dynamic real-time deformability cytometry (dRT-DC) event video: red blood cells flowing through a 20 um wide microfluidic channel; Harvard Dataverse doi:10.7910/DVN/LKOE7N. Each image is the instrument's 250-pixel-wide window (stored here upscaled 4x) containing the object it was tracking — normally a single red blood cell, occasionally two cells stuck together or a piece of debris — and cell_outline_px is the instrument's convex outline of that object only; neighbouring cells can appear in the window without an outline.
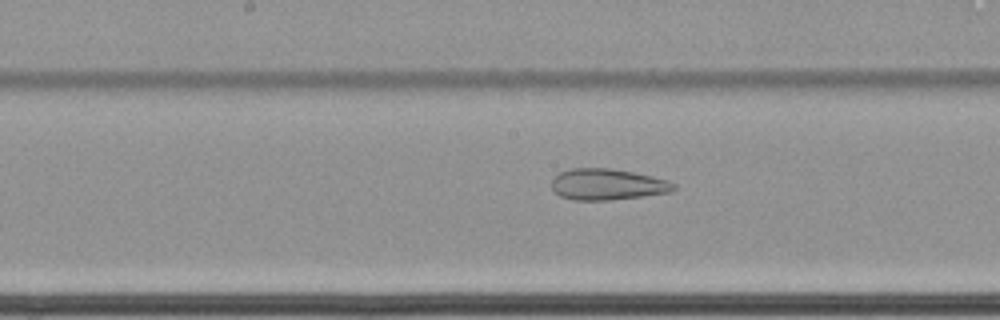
{"species": "common noctule bat (a hibernating species)", "species_latin": "Nyctalus noctula", "temperature_condition": "cold", "stored_images_in_passage": 63, "camera_frame_rate_fps": 3000, "um_per_image_px": 0.085, "animal": {"sex": "female", "body_mass_g": 22.7, "forearm_length_mm": 54.2}, "frame": {"image": 1, "passage_image": 35, "time_ms": 11.333, "image_size_px": [1000, 320], "cell_outline_px": [[676, 188], [672, 192], [644, 196], [612, 200], [572, 200], [560, 196], [552, 188], [552, 180], [560, 172], [568, 168], [612, 168], [652, 176], [668, 180], [676, 184]], "centroid_in_image_um": [51.65, 15.67], "position_along_channel_um": 196.6, "area_um2": 22.37}}
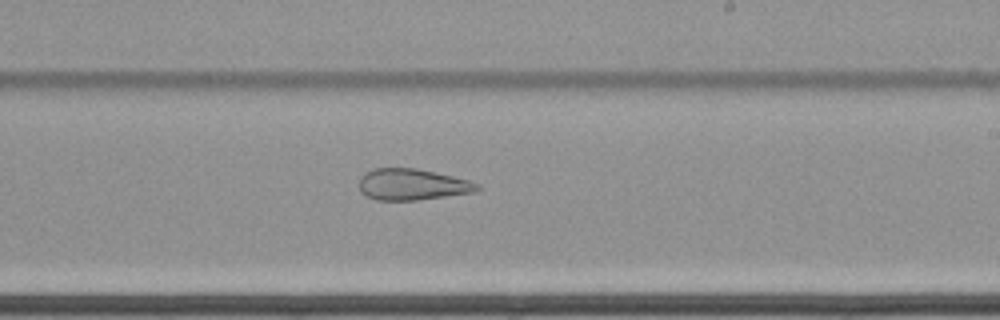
{"frame": {"image": 2, "passage_image": 40, "time_ms": 13.0, "image_size_px": [1000, 320], "cell_outline_px": [[480, 188], [472, 192], [416, 200], [376, 200], [360, 192], [360, 176], [364, 172], [372, 168], [416, 168], [472, 180], [480, 184]], "centroid_in_image_um": [35.02, 15.66], "position_along_channel_um": 254.0, "area_um2": 21.56}}
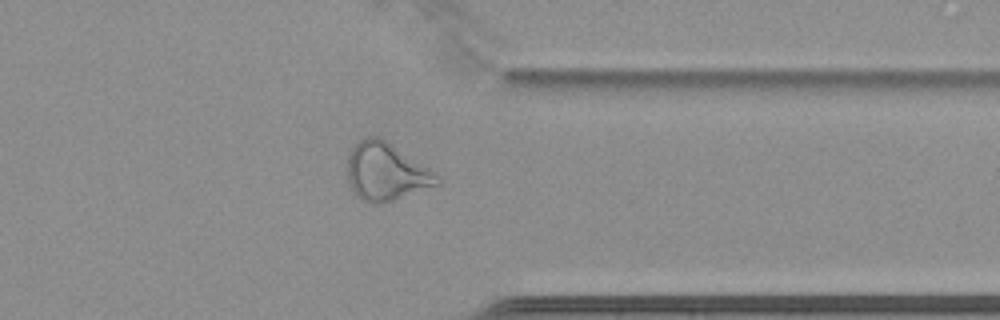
{"frame": {"image": 3, "passage_image": 51, "time_ms": 16.667, "image_size_px": [1000, 320], "cell_outline_px": [[440, 184], [392, 200], [372, 204], [360, 200], [356, 196], [348, 180], [348, 152], [360, 140], [368, 136], [380, 136], [440, 176]], "centroid_in_image_um": [32.79, 14.59], "position_along_channel_um": 378.6, "area_um2": 29.82}}